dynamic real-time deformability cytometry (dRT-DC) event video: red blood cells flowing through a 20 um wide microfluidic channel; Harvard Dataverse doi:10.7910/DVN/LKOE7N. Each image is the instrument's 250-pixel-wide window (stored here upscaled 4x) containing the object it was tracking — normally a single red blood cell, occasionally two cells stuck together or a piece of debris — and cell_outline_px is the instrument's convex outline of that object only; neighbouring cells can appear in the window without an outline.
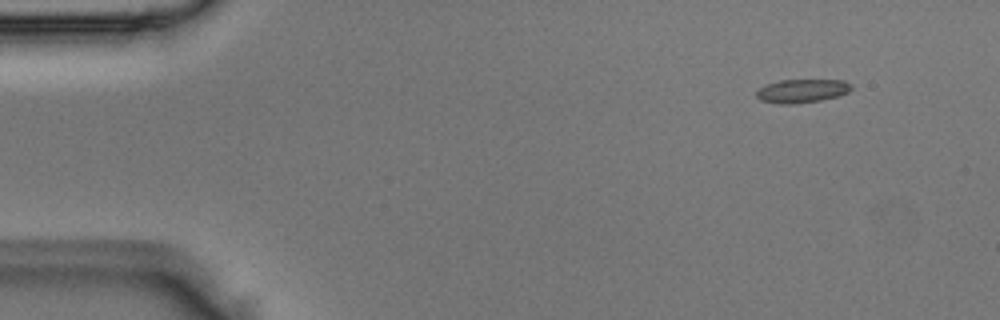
{"species": "Egyptian fruit bat (a non-hibernating species)", "species_latin": "Rousettus aegyptiacus", "temperature_condition": "room temperature", "stored_images_in_passage": 5, "camera_frame_rate_fps": 3000, "um_per_image_px": 0.085, "animal": {"sex": "male"}, "frame": {"image": 1, "passage_image": 2, "time_ms": 0.333, "image_size_px": [1000, 320], "cell_outline_px": [[852, 88], [848, 92], [836, 96], [820, 100], [792, 104], [780, 104], [760, 100], [756, 96], [756, 92], [764, 84], [780, 80], [844, 80], [852, 84]], "centroid_in_image_um": [68.15, 7.72], "position_along_channel_um": 16.9, "area_um2": 13.01}}
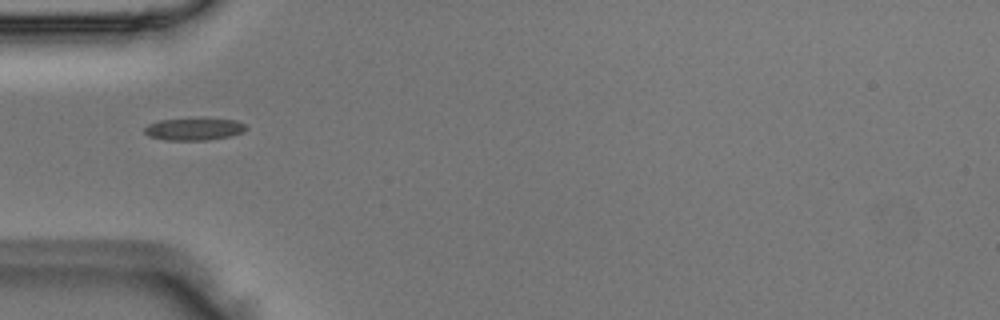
{"frame": {"image": 2, "passage_image": 5, "time_ms": 1.333, "image_size_px": [1000, 320], "cell_outline_px": [[248, 128], [244, 132], [228, 136], [208, 140], [164, 140], [148, 136], [144, 132], [144, 128], [148, 124], [160, 120], [204, 116], [236, 120], [244, 124]], "centroid_in_image_um": [16.51, 10.93], "position_along_channel_um": 68.5, "area_um2": 13.81}}